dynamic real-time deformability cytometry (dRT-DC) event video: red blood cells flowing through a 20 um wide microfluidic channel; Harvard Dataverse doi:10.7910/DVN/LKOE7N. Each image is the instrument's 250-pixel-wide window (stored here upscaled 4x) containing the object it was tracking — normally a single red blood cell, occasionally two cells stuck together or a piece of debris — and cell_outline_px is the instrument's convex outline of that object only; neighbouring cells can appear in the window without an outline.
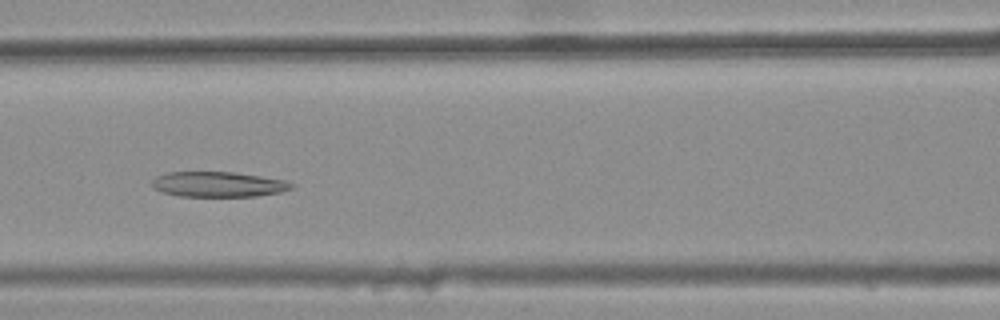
{"species": "common noctule bat (a hibernating species)", "species_latin": "Nyctalus noctula", "temperature_condition": "warm", "stored_images_in_passage": 42, "camera_frame_rate_fps": 3000, "um_per_image_px": 0.085, "animal": {"sex": "female", "body_mass_g": 25.1}, "frame": {"image": 1, "passage_image": 21, "time_ms": 6.667, "image_size_px": [1000, 320], "cell_outline_px": [[292, 188], [280, 192], [256, 196], [180, 196], [160, 192], [152, 188], [152, 180], [156, 176], [168, 172], [232, 172], [260, 176], [284, 180], [292, 184]], "centroid_in_image_um": [18.48, 15.67], "position_along_channel_um": 148.1, "area_um2": 20.4}}
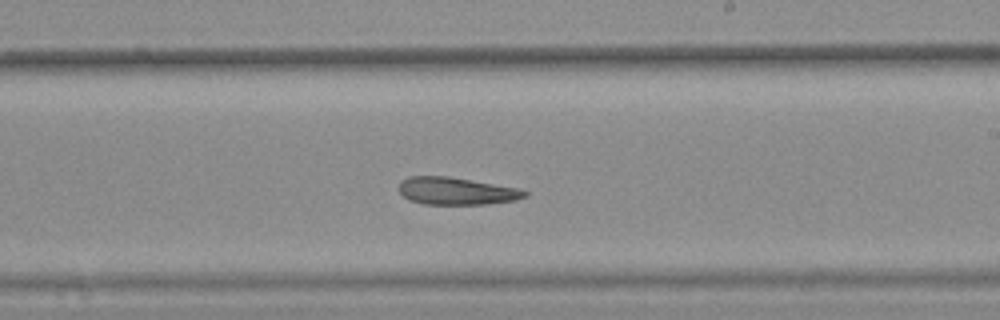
{"frame": {"image": 2, "passage_image": 29, "time_ms": 9.333, "image_size_px": [1000, 320], "cell_outline_px": [[528, 196], [516, 200], [488, 204], [424, 204], [408, 200], [396, 188], [400, 180], [408, 176], [448, 176], [520, 188], [528, 192]], "centroid_in_image_um": [38.77, 16.23], "position_along_channel_um": 250.2, "area_um2": 20.4}}
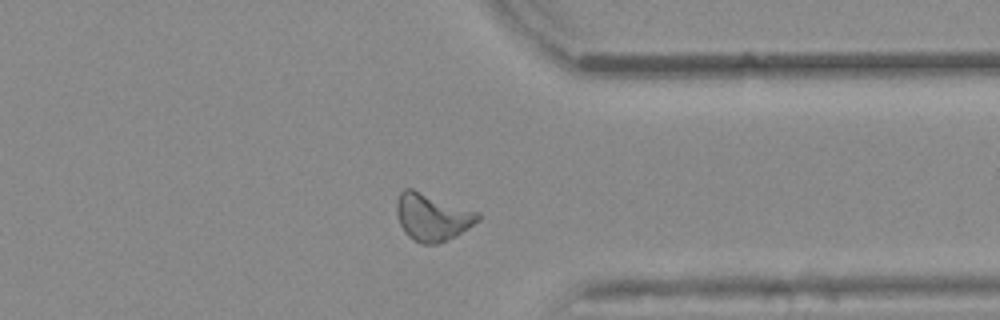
{"frame": {"image": 3, "passage_image": 39, "time_ms": 12.667, "image_size_px": [1000, 320], "cell_outline_px": [[480, 220], [456, 236], [436, 244], [424, 244], [412, 240], [404, 232], [400, 224], [396, 212], [396, 200], [400, 192], [404, 188], [412, 188], [480, 212]], "centroid_in_image_um": [36.73, 18.44], "position_along_channel_um": 374.7, "area_um2": 22.6}}